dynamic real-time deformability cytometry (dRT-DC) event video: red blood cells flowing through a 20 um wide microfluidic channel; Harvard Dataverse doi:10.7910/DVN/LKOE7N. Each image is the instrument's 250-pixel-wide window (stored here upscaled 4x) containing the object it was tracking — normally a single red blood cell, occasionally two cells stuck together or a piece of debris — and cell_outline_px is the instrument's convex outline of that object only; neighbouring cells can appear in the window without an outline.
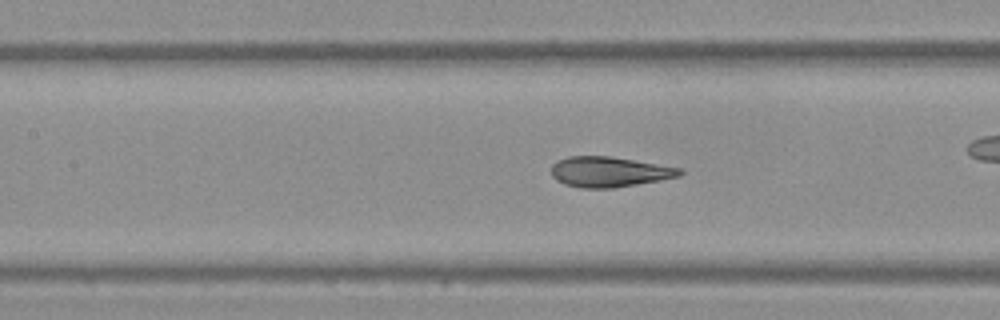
{"species": "Egyptian fruit bat (a non-hibernating species)", "species_latin": "Rousettus aegyptiacus", "temperature_condition": "warm", "stored_images_in_passage": 54, "camera_frame_rate_fps": 3000, "um_per_image_px": 0.085, "frame": {"image": 1, "passage_image": 24, "time_ms": 7.667, "image_size_px": [1000, 320], "cell_outline_px": [[684, 172], [680, 176], [660, 180], [612, 188], [580, 188], [564, 184], [556, 180], [552, 176], [552, 164], [556, 160], [568, 156], [612, 156], [680, 168]], "centroid_in_image_um": [51.75, 14.6], "position_along_channel_um": 155.7, "area_um2": 22.72}}
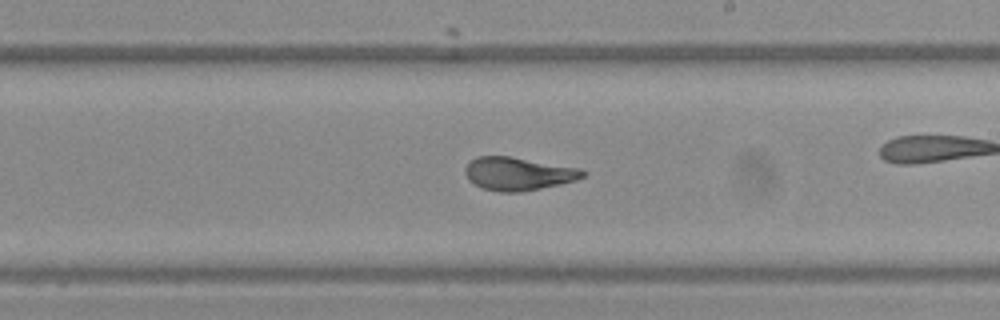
{"frame": {"image": 2, "passage_image": 31, "time_ms": 10.0, "image_size_px": [1000, 320], "cell_outline_px": [[588, 172], [584, 176], [576, 180], [560, 184], [520, 192], [500, 192], [484, 188], [468, 180], [464, 172], [464, 168], [476, 156], [512, 156], [580, 168]], "centroid_in_image_um": [44.06, 14.75], "position_along_channel_um": 244.9, "area_um2": 22.72}}
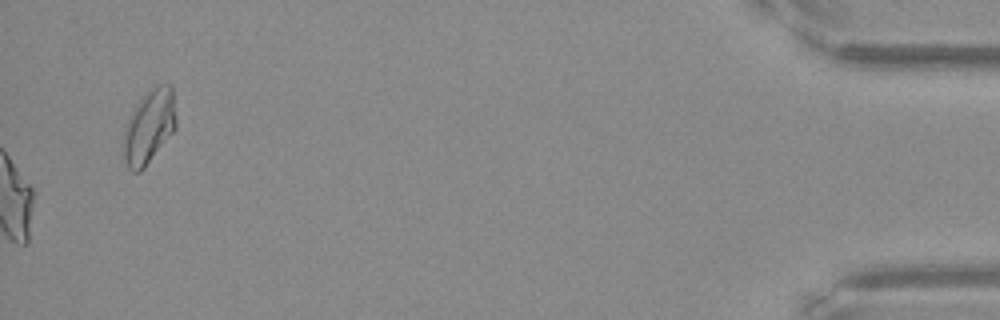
{"frame": {"image": 3, "passage_image": 54, "time_ms": 17.667, "image_size_px": [1000, 320], "cell_outline_px": [[176, 128], [144, 168], [140, 172], [132, 172], [128, 168], [124, 160], [124, 128], [128, 116], [136, 104], [152, 88], [160, 84], [172, 84], [176, 116]], "centroid_in_image_um": [12.67, 10.76], "position_along_channel_um": 422.5, "area_um2": 22.6}, "authors_computed_cell_mechanics": {"area_um2": 23.2356, "velocity_mm_per_s": 3.8347, "shape_relaxation_time_tau1_ms": 4.7782, "shape_relaxation_time_tau2_ms": 0.8226, "deformation_change_tau1": 0.1751, "deformation_change_tau2": 0.0533}}